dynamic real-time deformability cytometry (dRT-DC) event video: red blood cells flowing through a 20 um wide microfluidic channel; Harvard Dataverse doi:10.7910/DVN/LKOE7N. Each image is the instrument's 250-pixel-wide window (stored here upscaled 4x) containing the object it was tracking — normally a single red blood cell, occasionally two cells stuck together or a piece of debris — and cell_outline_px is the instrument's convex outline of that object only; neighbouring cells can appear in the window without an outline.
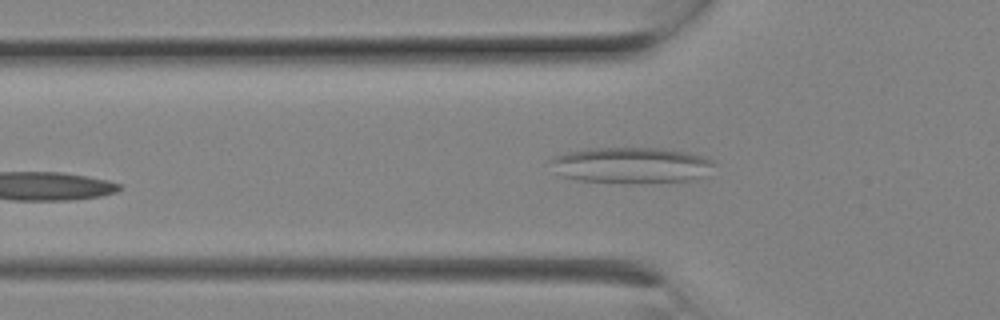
{"species": "Egyptian fruit bat (a non-hibernating species)", "species_latin": "Rousettus aegyptiacus", "temperature_condition": "room temperature", "stored_images_in_passage": 6, "camera_frame_rate_fps": 3000, "um_per_image_px": 0.085, "animal": {"sex": "female"}, "frame": {"image": 1, "passage_image": 6, "time_ms": 1.667, "image_size_px": [1000, 320], "cell_outline_px": [[716, 164], [704, 176], [688, 180], [632, 184], [620, 184], [576, 180], [560, 176], [548, 160], [556, 156], [568, 152], [584, 148], [660, 148], [688, 152], [704, 156], [712, 160]], "centroid_in_image_um": [53.64, 14.06], "position_along_channel_um": 72.2, "area_um2": 34.85}}